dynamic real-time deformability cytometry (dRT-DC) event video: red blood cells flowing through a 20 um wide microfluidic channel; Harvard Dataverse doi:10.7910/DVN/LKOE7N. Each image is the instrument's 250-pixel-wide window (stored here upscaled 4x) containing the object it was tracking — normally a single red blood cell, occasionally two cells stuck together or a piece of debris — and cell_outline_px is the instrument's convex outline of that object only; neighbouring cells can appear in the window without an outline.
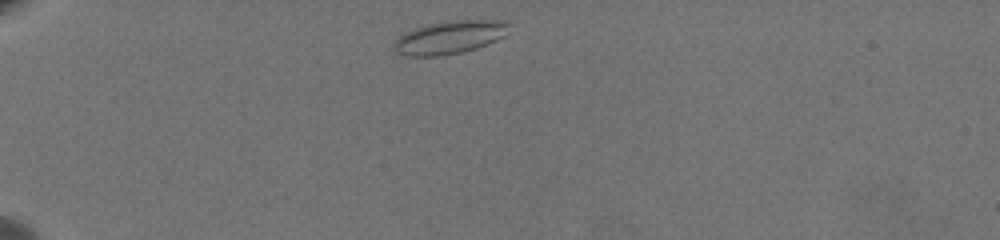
{"species": "common noctule bat (a hibernating species)", "species_latin": "Nyctalus noctula", "temperature_condition": "warm", "stored_images_in_passage": 42, "camera_frame_rate_fps": 3000, "um_per_image_px": 0.085, "animal": {"sex": "female", "body_mass_g": 19.5, "forearm_length_mm": 54.1}, "frame": {"image": 1, "passage_image": 2, "time_ms": 0.333, "image_size_px": [1000, 240], "cell_outline_px": [[512, 24], [504, 36], [488, 44], [464, 52], [440, 56], [408, 56], [396, 52], [392, 48], [392, 44], [404, 32], [412, 28], [428, 24], [448, 20], [500, 20]], "centroid_in_image_um": [38.21, 3.17], "position_along_channel_um": 46.8, "area_um2": 22.48}}
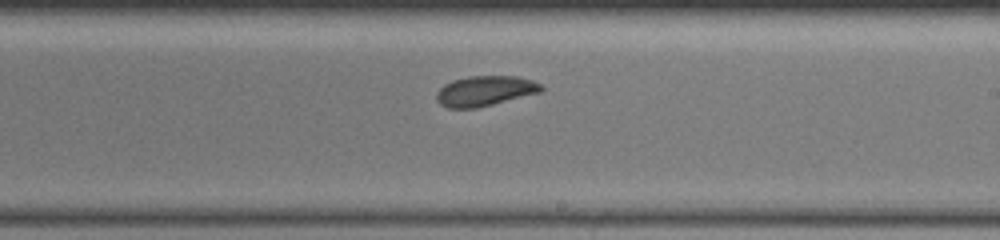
{"frame": {"image": 2, "passage_image": 24, "time_ms": 7.667, "image_size_px": [1000, 240], "cell_outline_px": [[544, 88], [540, 92], [476, 108], [448, 108], [440, 104], [436, 100], [436, 92], [444, 84], [452, 80], [468, 76], [520, 76], [532, 80], [540, 84]], "centroid_in_image_um": [41.19, 7.72], "position_along_channel_um": 247.8, "area_um2": 18.38}}
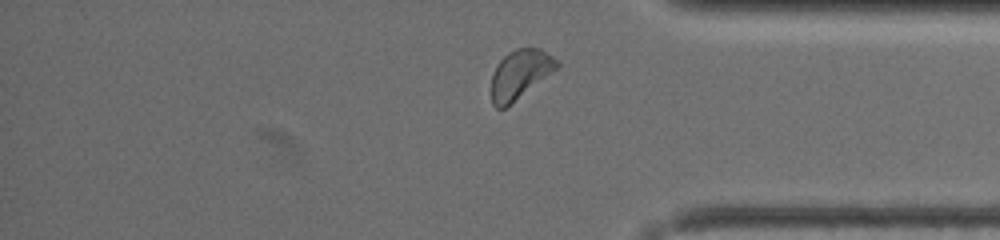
{"frame": {"image": 3, "passage_image": 37, "time_ms": 12.0, "image_size_px": [1000, 240], "cell_outline_px": [[560, 64], [556, 68], [504, 108], [496, 108], [492, 104], [492, 72], [500, 60], [508, 52], [516, 48], [540, 48], [552, 56]], "centroid_in_image_um": [44.16, 6.28], "position_along_channel_um": 391.0, "area_um2": 18.03}, "authors_computed_cell_mechanics": {"area_um2": 18.5827, "velocity_mm_per_s": 3.4371, "shape_relaxation_time_tau1_ms": 3.8113, "shape_relaxation_time_tau2_ms": 2.597, "deformation_change_tau1": 0.0693, "deformation_change_tau2": 0.0717}}